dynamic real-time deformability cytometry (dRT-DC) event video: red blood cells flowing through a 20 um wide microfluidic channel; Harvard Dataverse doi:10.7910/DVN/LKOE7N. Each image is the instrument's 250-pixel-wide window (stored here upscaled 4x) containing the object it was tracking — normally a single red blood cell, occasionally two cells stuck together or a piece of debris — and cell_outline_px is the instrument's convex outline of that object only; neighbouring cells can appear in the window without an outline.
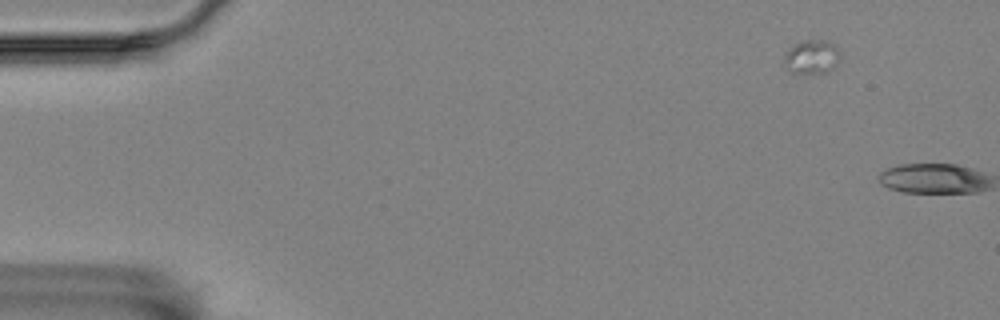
{"species": "Egyptian fruit bat (a non-hibernating species)", "species_latin": "Rousettus aegyptiacus", "temperature_condition": "room temperature", "stored_images_in_passage": 5, "camera_frame_rate_fps": 3000, "um_per_image_px": 0.085, "animal": {"sex": "female"}, "frame": {"image": 1, "passage_image": 5, "time_ms": 1.333, "image_size_px": [1000, 320], "cell_outline_px": [[840, 56], [836, 64], [828, 72], [792, 72], [784, 64], [784, 56], [788, 48], [804, 40], [828, 40], [840, 52]], "centroid_in_image_um": [69.0, 4.81], "position_along_channel_um": 16.0, "area_um2": 10.81}}